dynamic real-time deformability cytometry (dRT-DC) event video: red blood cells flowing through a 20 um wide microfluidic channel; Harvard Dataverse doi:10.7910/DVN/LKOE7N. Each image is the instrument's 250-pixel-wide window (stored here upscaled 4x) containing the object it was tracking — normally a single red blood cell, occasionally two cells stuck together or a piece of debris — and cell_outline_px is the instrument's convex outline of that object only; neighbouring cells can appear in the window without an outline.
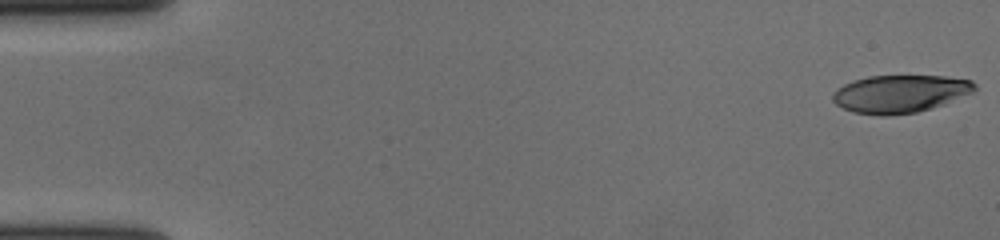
{"species": "human", "species_latin": "Homo sapiens", "temperature_condition": "cold", "stored_images_in_passage": 58, "camera_frame_rate_fps": 3000, "um_per_image_px": 0.085, "donor": {"sex": "female"}, "frame": {"image": 1, "passage_image": 1, "time_ms": 0.0, "image_size_px": [1000, 240], "cell_outline_px": [[976, 88], [972, 92], [940, 104], [916, 112], [880, 116], [852, 112], [836, 104], [832, 100], [832, 96], [844, 84], [868, 76], [944, 76], [972, 80], [976, 84]], "centroid_in_image_um": [76.48, 7.96], "position_along_channel_um": 8.5, "area_um2": 30.58}}
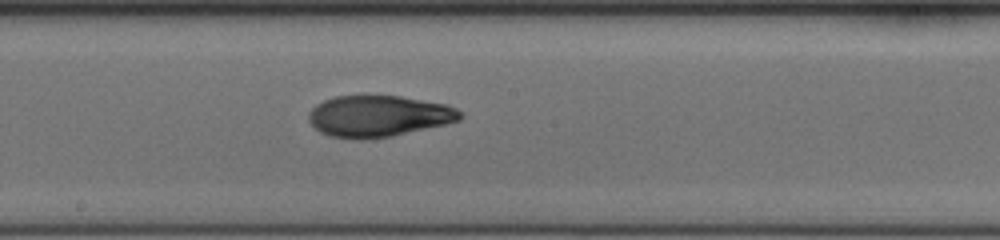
{"frame": {"image": 2, "passage_image": 32, "time_ms": 10.333, "image_size_px": [1000, 240], "cell_outline_px": [[464, 116], [460, 120], [444, 124], [392, 136], [360, 140], [356, 140], [328, 136], [320, 132], [308, 120], [308, 112], [316, 104], [324, 100], [336, 96], [400, 96], [448, 104], [456, 108]], "centroid_in_image_um": [32.16, 9.87], "position_along_channel_um": 216.0, "area_um2": 36.59}}
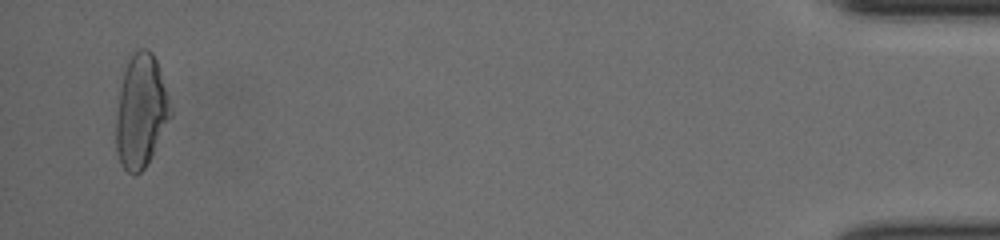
{"frame": {"image": 3, "passage_image": 56, "time_ms": 18.333, "image_size_px": [1000, 240], "cell_outline_px": [[172, 116], [152, 156], [144, 168], [140, 172], [132, 176], [120, 164], [116, 152], [116, 116], [120, 88], [124, 68], [128, 56], [132, 52], [140, 48], [148, 48], [152, 52], [156, 60], [160, 72], [172, 112]], "centroid_in_image_um": [11.96, 9.45], "position_along_channel_um": 423.2, "area_um2": 36.13}, "authors_computed_cell_mechanics": {"area_um2": 35.6915, "velocity_mm_per_s": 3.6342, "shape_relaxation_time_tau1_ms": 6.6679, "shape_relaxation_time_tau2_ms": 2.5487, "deformation_change_tau1": 0.2536, "deformation_change_tau2": 0.0832}}